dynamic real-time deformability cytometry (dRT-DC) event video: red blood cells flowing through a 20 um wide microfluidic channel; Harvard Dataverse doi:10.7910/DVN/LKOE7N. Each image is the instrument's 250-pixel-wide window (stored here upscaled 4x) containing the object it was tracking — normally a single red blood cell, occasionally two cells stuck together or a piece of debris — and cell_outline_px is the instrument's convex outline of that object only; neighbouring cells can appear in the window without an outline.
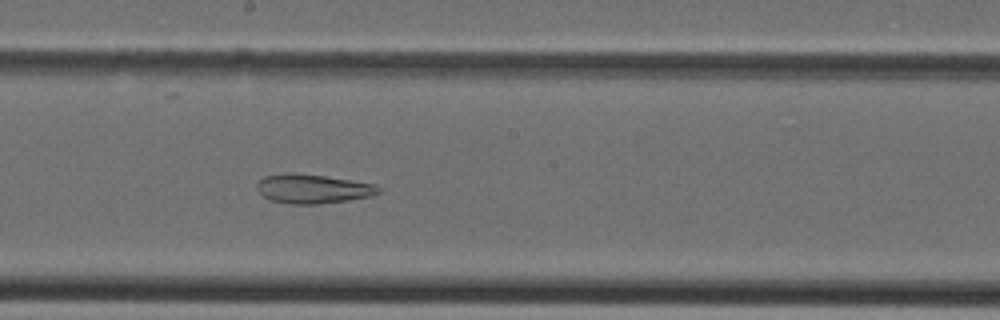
{"species": "Egyptian fruit bat (a non-hibernating species)", "species_latin": "Rousettus aegyptiacus", "temperature_condition": "cold", "stored_images_in_passage": 36, "camera_frame_rate_fps": 3000, "um_per_image_px": 0.085, "animal": {"sex": "female"}, "frame": {"image": 1, "passage_image": 19, "time_ms": 6.0, "image_size_px": [1000, 320], "cell_outline_px": [[380, 192], [372, 196], [348, 200], [316, 204], [288, 204], [272, 200], [264, 196], [256, 188], [256, 184], [264, 176], [284, 172], [296, 172], [324, 176], [376, 184], [380, 188]], "centroid_in_image_um": [26.57, 16.03], "position_along_channel_um": 221.6, "area_um2": 20.75}}
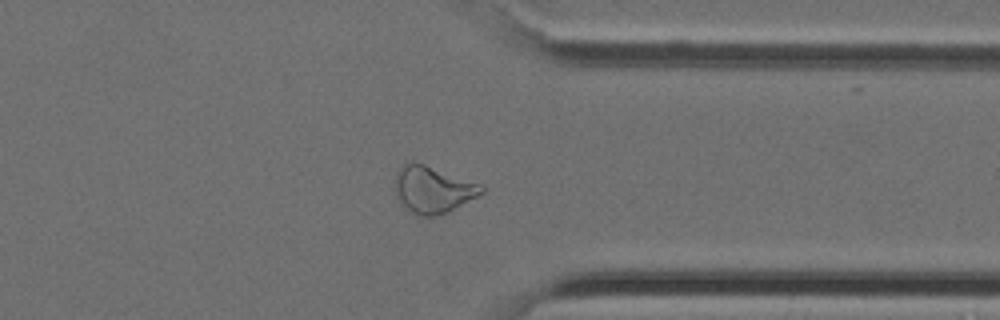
{"frame": {"image": 2, "passage_image": 28, "time_ms": 9.0, "image_size_px": [1000, 320], "cell_outline_px": [[484, 192], [448, 212], [436, 216], [420, 216], [404, 208], [396, 192], [396, 172], [408, 160], [412, 160], [484, 184]], "centroid_in_image_um": [36.81, 16.09], "position_along_channel_um": 374.6, "area_um2": 23.64}}
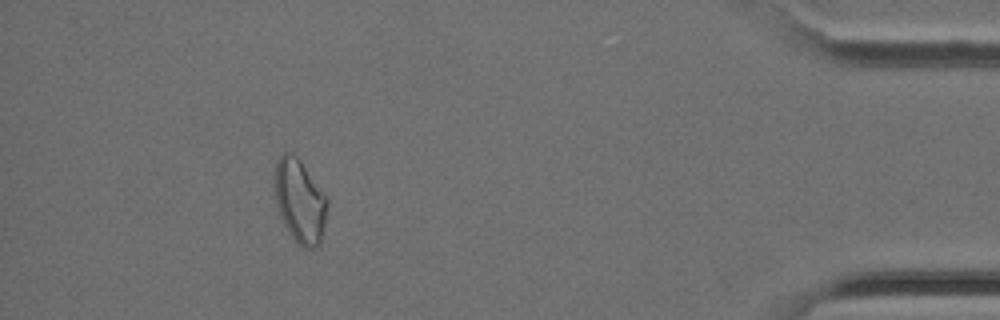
{"frame": {"image": 3, "passage_image": 33, "time_ms": 10.667, "image_size_px": [1000, 320], "cell_outline_px": [[328, 204], [320, 244], [316, 248], [304, 248], [288, 232], [276, 208], [276, 164], [280, 156], [284, 152], [292, 152], [300, 160], [328, 200]], "centroid_in_image_um": [25.49, 17.11], "position_along_channel_um": 409.7, "area_um2": 25.09}}